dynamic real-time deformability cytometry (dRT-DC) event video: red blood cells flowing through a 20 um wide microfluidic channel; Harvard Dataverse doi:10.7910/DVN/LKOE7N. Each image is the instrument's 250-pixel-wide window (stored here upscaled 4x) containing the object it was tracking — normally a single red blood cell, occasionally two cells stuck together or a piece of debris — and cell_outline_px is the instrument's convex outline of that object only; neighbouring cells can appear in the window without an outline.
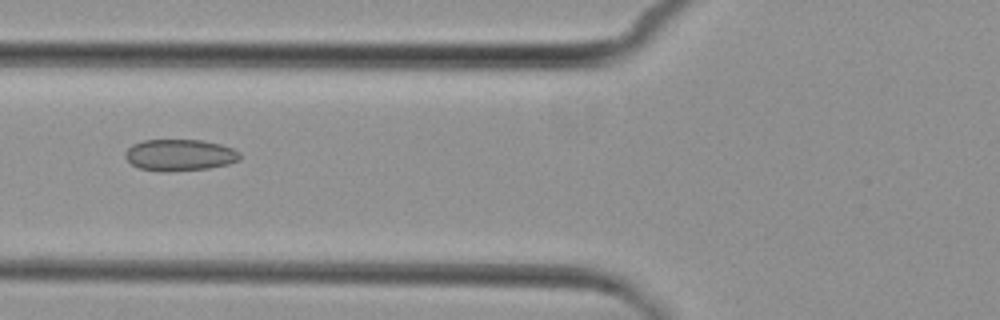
{"species": "common noctule bat (a hibernating species)", "species_latin": "Nyctalus noctula", "temperature_condition": "cold", "stored_images_in_passage": 4, "camera_frame_rate_fps": 3000, "um_per_image_px": 0.085, "animal": {"sex": "female", "body_mass_g": 29.2, "forearm_length_mm": 56.3}, "frame": {"image": 1, "passage_image": 4, "time_ms": 4.667, "image_size_px": [1000, 320], "cell_outline_px": [[240, 160], [228, 164], [208, 168], [164, 172], [140, 168], [132, 164], [124, 156], [124, 152], [132, 144], [144, 140], [204, 140], [220, 144], [232, 148], [240, 152]], "centroid_in_image_um": [15.28, 13.17], "position_along_channel_um": 110.5, "area_um2": 21.1}}